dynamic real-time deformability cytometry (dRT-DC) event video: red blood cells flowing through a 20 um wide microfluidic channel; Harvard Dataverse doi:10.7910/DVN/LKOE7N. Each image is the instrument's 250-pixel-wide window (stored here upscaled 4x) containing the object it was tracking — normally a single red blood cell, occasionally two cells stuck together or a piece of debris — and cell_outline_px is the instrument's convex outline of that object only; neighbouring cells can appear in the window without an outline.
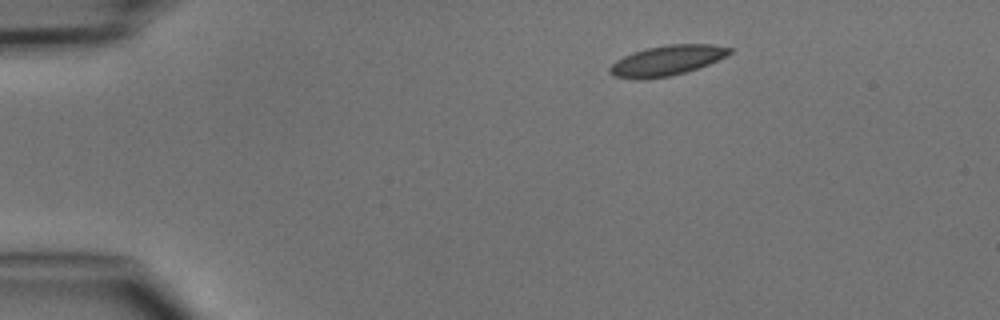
{"species": "common noctule bat (a hibernating species)", "species_latin": "Nyctalus noctula", "temperature_condition": "cold", "stored_images_in_passage": 6, "camera_frame_rate_fps": 3000, "um_per_image_px": 0.085, "animal": {"sex": "male", "body_mass_g": 15.6}, "frame": {"image": 1, "passage_image": 1, "time_ms": 0.0, "image_size_px": [1000, 320], "cell_outline_px": [[732, 52], [700, 68], [668, 76], [612, 76], [608, 72], [608, 68], [616, 60], [632, 52], [644, 48], [668, 44], [712, 44], [732, 48]], "centroid_in_image_um": [56.72, 5.08], "position_along_channel_um": 28.3, "area_um2": 20.29}}
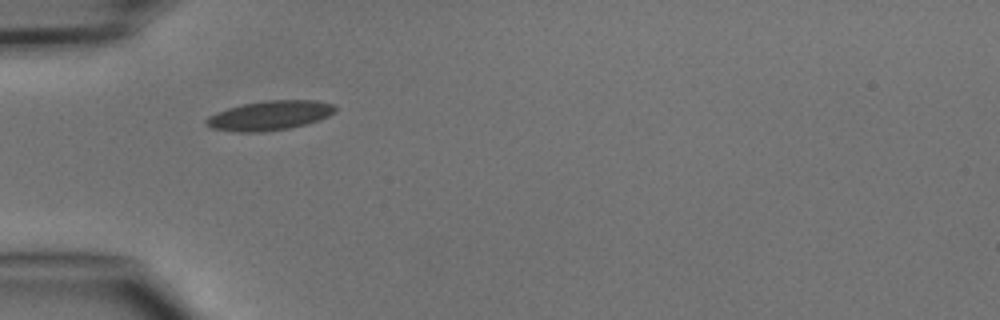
{"frame": {"image": 2, "passage_image": 3, "time_ms": 2.333, "image_size_px": [1000, 320], "cell_outline_px": [[336, 112], [328, 116], [304, 124], [288, 128], [260, 132], [240, 132], [212, 128], [204, 124], [204, 120], [208, 116], [216, 112], [228, 108], [244, 104], [268, 100], [316, 100], [332, 104], [336, 108]], "centroid_in_image_um": [22.89, 9.81], "position_along_channel_um": 62.1, "area_um2": 21.91}}